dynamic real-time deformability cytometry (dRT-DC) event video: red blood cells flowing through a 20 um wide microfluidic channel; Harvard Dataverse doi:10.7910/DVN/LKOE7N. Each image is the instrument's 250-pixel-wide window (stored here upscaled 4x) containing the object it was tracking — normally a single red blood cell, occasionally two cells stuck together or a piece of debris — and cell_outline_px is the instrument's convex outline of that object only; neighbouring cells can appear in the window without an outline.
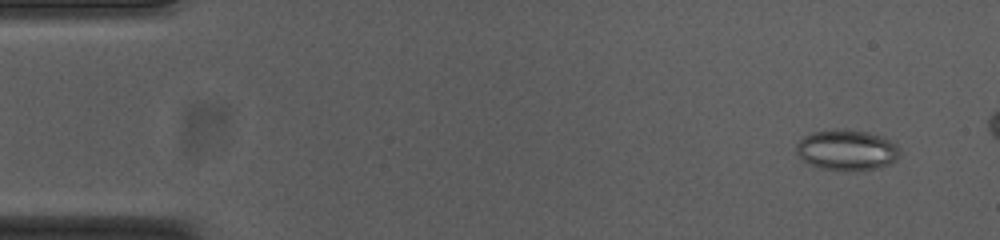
{"species": "common noctule bat (a hibernating species)", "species_latin": "Nyctalus noctula", "temperature_condition": "cold", "stored_images_in_passage": 49, "camera_frame_rate_fps": 3000, "um_per_image_px": 0.085, "animal": {"sex": "female", "body_mass_g": 23.0, "forearm_length_mm": 53.4}, "frame": {"image": 1, "passage_image": 4, "time_ms": 1.0, "image_size_px": [1000, 240], "cell_outline_px": [[900, 152], [896, 160], [892, 164], [880, 168], [820, 168], [808, 164], [796, 152], [796, 144], [804, 136], [812, 132], [832, 128], [844, 128], [868, 132], [880, 136], [896, 144], [900, 148]], "centroid_in_image_um": [71.98, 12.7], "position_along_channel_um": 13.0, "area_um2": 24.22}}
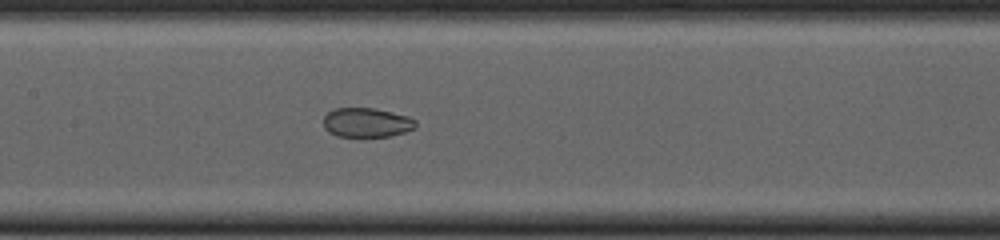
{"frame": {"image": 2, "passage_image": 26, "time_ms": 8.333, "image_size_px": [1000, 240], "cell_outline_px": [[416, 128], [392, 136], [336, 136], [328, 132], [324, 128], [324, 116], [328, 112], [336, 108], [376, 108], [408, 116], [416, 120]], "centroid_in_image_um": [31.17, 10.41], "position_along_channel_um": 176.2, "area_um2": 15.84}}
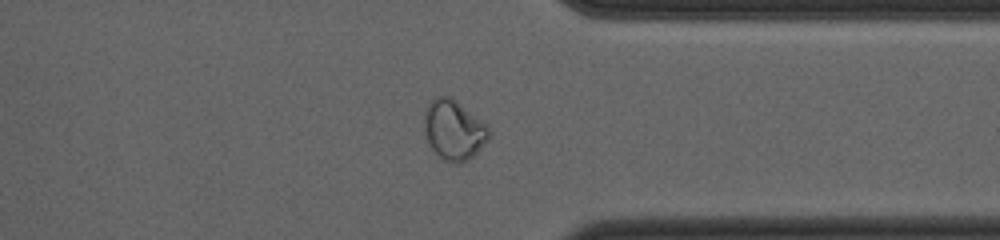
{"frame": {"image": 3, "passage_image": 42, "time_ms": 13.667, "image_size_px": [1000, 240], "cell_outline_px": [[492, 132], [488, 140], [468, 160], [456, 164], [448, 164], [432, 148], [424, 132], [424, 116], [428, 104], [436, 96], [448, 96], [456, 100], [480, 120]], "centroid_in_image_um": [38.56, 11.06], "position_along_channel_um": 372.8, "area_um2": 22.31}, "authors_computed_cell_mechanics": {"area_um2": 21.7328, "velocity_mm_per_s": 3.7609, "shape_relaxation_time_tau1_ms": null, "shape_relaxation_time_tau2_ms": 1.0282, "deformation_change_tau1": null, "deformation_change_tau2": 0.0408}}